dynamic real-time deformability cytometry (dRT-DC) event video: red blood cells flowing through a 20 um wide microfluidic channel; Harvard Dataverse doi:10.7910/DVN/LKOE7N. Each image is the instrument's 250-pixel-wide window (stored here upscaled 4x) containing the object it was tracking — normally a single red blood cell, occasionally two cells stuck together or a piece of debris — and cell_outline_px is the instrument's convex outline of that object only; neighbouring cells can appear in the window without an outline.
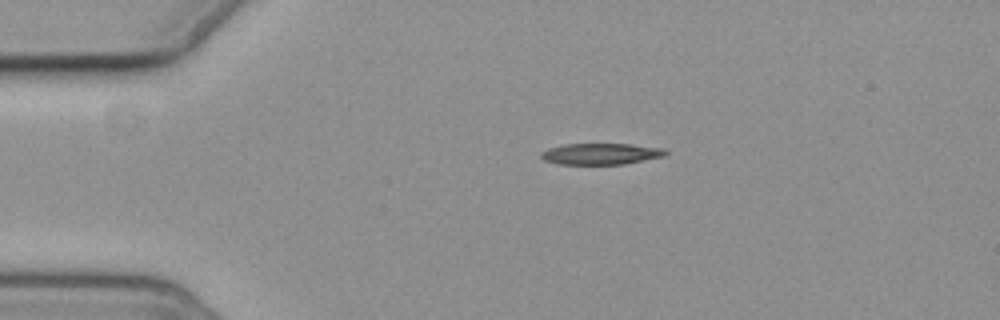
{"species": "common noctule bat (a hibernating species)", "species_latin": "Nyctalus noctula", "temperature_condition": "cold", "stored_images_in_passage": 3, "camera_frame_rate_fps": 3000, "um_per_image_px": 0.085, "animal": {"sex": "female", "body_mass_g": 19.3, "forearm_length_mm": 54.1}, "frame": {"image": 1, "passage_image": 1, "time_ms": 0.0, "image_size_px": [1000, 320], "cell_outline_px": [[668, 152], [664, 156], [624, 164], [556, 164], [544, 160], [540, 156], [540, 152], [548, 148], [564, 144], [628, 144], [664, 148]], "centroid_in_image_um": [51.04, 13.08], "position_along_channel_um": 34.0, "area_um2": 15.43}}
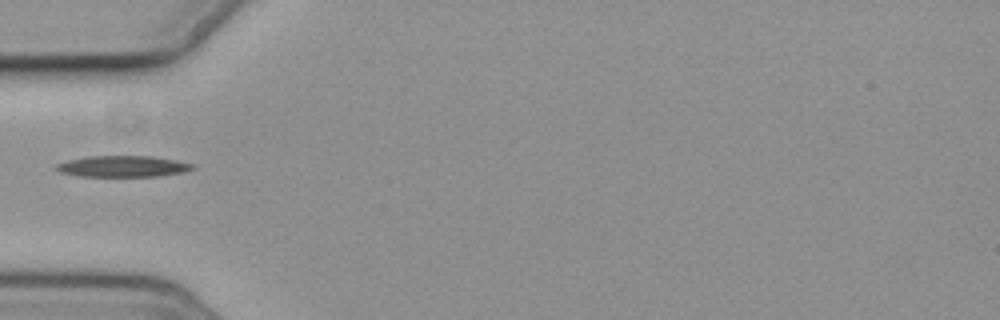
{"frame": {"image": 2, "passage_image": 3, "time_ms": 2.333, "image_size_px": [1000, 320], "cell_outline_px": [[196, 168], [184, 172], [160, 176], [80, 176], [60, 172], [56, 168], [56, 164], [68, 160], [88, 156], [152, 156], [176, 160], [196, 164]], "centroid_in_image_um": [10.5, 14.13], "position_along_channel_um": 74.5, "area_um2": 16.88}}